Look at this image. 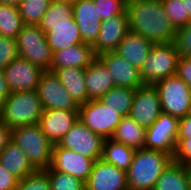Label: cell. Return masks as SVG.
I'll return each instance as SVG.
<instances>
[{
	"label": "cell",
	"instance_id": "21",
	"mask_svg": "<svg viewBox=\"0 0 191 190\" xmlns=\"http://www.w3.org/2000/svg\"><path fill=\"white\" fill-rule=\"evenodd\" d=\"M85 85L89 100H99L110 89L115 87L111 74L98 57L85 68Z\"/></svg>",
	"mask_w": 191,
	"mask_h": 190
},
{
	"label": "cell",
	"instance_id": "18",
	"mask_svg": "<svg viewBox=\"0 0 191 190\" xmlns=\"http://www.w3.org/2000/svg\"><path fill=\"white\" fill-rule=\"evenodd\" d=\"M78 120V111L48 109L43 110L38 124L43 134L54 145L60 142Z\"/></svg>",
	"mask_w": 191,
	"mask_h": 190
},
{
	"label": "cell",
	"instance_id": "43",
	"mask_svg": "<svg viewBox=\"0 0 191 190\" xmlns=\"http://www.w3.org/2000/svg\"><path fill=\"white\" fill-rule=\"evenodd\" d=\"M11 140V129L0 122V154Z\"/></svg>",
	"mask_w": 191,
	"mask_h": 190
},
{
	"label": "cell",
	"instance_id": "26",
	"mask_svg": "<svg viewBox=\"0 0 191 190\" xmlns=\"http://www.w3.org/2000/svg\"><path fill=\"white\" fill-rule=\"evenodd\" d=\"M146 129L138 125L129 115L122 116L121 122L116 127L114 141L131 147L135 150L144 148Z\"/></svg>",
	"mask_w": 191,
	"mask_h": 190
},
{
	"label": "cell",
	"instance_id": "22",
	"mask_svg": "<svg viewBox=\"0 0 191 190\" xmlns=\"http://www.w3.org/2000/svg\"><path fill=\"white\" fill-rule=\"evenodd\" d=\"M97 56L92 45L81 43L53 52L51 72L57 68H86Z\"/></svg>",
	"mask_w": 191,
	"mask_h": 190
},
{
	"label": "cell",
	"instance_id": "42",
	"mask_svg": "<svg viewBox=\"0 0 191 190\" xmlns=\"http://www.w3.org/2000/svg\"><path fill=\"white\" fill-rule=\"evenodd\" d=\"M191 138V115L188 114L179 119L177 140H189Z\"/></svg>",
	"mask_w": 191,
	"mask_h": 190
},
{
	"label": "cell",
	"instance_id": "4",
	"mask_svg": "<svg viewBox=\"0 0 191 190\" xmlns=\"http://www.w3.org/2000/svg\"><path fill=\"white\" fill-rule=\"evenodd\" d=\"M11 138L36 170L50 167L53 144L43 134L38 123L11 129Z\"/></svg>",
	"mask_w": 191,
	"mask_h": 190
},
{
	"label": "cell",
	"instance_id": "19",
	"mask_svg": "<svg viewBox=\"0 0 191 190\" xmlns=\"http://www.w3.org/2000/svg\"><path fill=\"white\" fill-rule=\"evenodd\" d=\"M73 17L76 21L83 43L93 45L101 27L97 6L93 0H77L73 4Z\"/></svg>",
	"mask_w": 191,
	"mask_h": 190
},
{
	"label": "cell",
	"instance_id": "35",
	"mask_svg": "<svg viewBox=\"0 0 191 190\" xmlns=\"http://www.w3.org/2000/svg\"><path fill=\"white\" fill-rule=\"evenodd\" d=\"M97 6L98 16L101 21L108 20L111 17L121 13H127L128 0H93Z\"/></svg>",
	"mask_w": 191,
	"mask_h": 190
},
{
	"label": "cell",
	"instance_id": "17",
	"mask_svg": "<svg viewBox=\"0 0 191 190\" xmlns=\"http://www.w3.org/2000/svg\"><path fill=\"white\" fill-rule=\"evenodd\" d=\"M130 32L127 13H121L101 22L100 32L92 45L94 54L115 51L118 44Z\"/></svg>",
	"mask_w": 191,
	"mask_h": 190
},
{
	"label": "cell",
	"instance_id": "13",
	"mask_svg": "<svg viewBox=\"0 0 191 190\" xmlns=\"http://www.w3.org/2000/svg\"><path fill=\"white\" fill-rule=\"evenodd\" d=\"M86 190H129L127 172L99 158L93 164Z\"/></svg>",
	"mask_w": 191,
	"mask_h": 190
},
{
	"label": "cell",
	"instance_id": "28",
	"mask_svg": "<svg viewBox=\"0 0 191 190\" xmlns=\"http://www.w3.org/2000/svg\"><path fill=\"white\" fill-rule=\"evenodd\" d=\"M135 151V149L114 141L112 138H106L103 142L101 159L127 171L131 166Z\"/></svg>",
	"mask_w": 191,
	"mask_h": 190
},
{
	"label": "cell",
	"instance_id": "14",
	"mask_svg": "<svg viewBox=\"0 0 191 190\" xmlns=\"http://www.w3.org/2000/svg\"><path fill=\"white\" fill-rule=\"evenodd\" d=\"M3 70L11 92L37 90L40 78L45 72L21 57H17Z\"/></svg>",
	"mask_w": 191,
	"mask_h": 190
},
{
	"label": "cell",
	"instance_id": "37",
	"mask_svg": "<svg viewBox=\"0 0 191 190\" xmlns=\"http://www.w3.org/2000/svg\"><path fill=\"white\" fill-rule=\"evenodd\" d=\"M174 43L179 57L191 58V21L179 29H176Z\"/></svg>",
	"mask_w": 191,
	"mask_h": 190
},
{
	"label": "cell",
	"instance_id": "15",
	"mask_svg": "<svg viewBox=\"0 0 191 190\" xmlns=\"http://www.w3.org/2000/svg\"><path fill=\"white\" fill-rule=\"evenodd\" d=\"M95 160L65 149L58 144L52 148L50 168L55 171L70 174L84 182L89 178Z\"/></svg>",
	"mask_w": 191,
	"mask_h": 190
},
{
	"label": "cell",
	"instance_id": "9",
	"mask_svg": "<svg viewBox=\"0 0 191 190\" xmlns=\"http://www.w3.org/2000/svg\"><path fill=\"white\" fill-rule=\"evenodd\" d=\"M179 128V118L162 112L146 129L144 148L165 152L173 157Z\"/></svg>",
	"mask_w": 191,
	"mask_h": 190
},
{
	"label": "cell",
	"instance_id": "2",
	"mask_svg": "<svg viewBox=\"0 0 191 190\" xmlns=\"http://www.w3.org/2000/svg\"><path fill=\"white\" fill-rule=\"evenodd\" d=\"M173 160L165 152L138 149L127 172L129 190H153L164 169Z\"/></svg>",
	"mask_w": 191,
	"mask_h": 190
},
{
	"label": "cell",
	"instance_id": "27",
	"mask_svg": "<svg viewBox=\"0 0 191 190\" xmlns=\"http://www.w3.org/2000/svg\"><path fill=\"white\" fill-rule=\"evenodd\" d=\"M153 190H191L186 166L172 160L155 183Z\"/></svg>",
	"mask_w": 191,
	"mask_h": 190
},
{
	"label": "cell",
	"instance_id": "8",
	"mask_svg": "<svg viewBox=\"0 0 191 190\" xmlns=\"http://www.w3.org/2000/svg\"><path fill=\"white\" fill-rule=\"evenodd\" d=\"M79 120L93 133L111 138L122 116L100 100H89L80 105Z\"/></svg>",
	"mask_w": 191,
	"mask_h": 190
},
{
	"label": "cell",
	"instance_id": "31",
	"mask_svg": "<svg viewBox=\"0 0 191 190\" xmlns=\"http://www.w3.org/2000/svg\"><path fill=\"white\" fill-rule=\"evenodd\" d=\"M53 0H20L18 11L24 25H39Z\"/></svg>",
	"mask_w": 191,
	"mask_h": 190
},
{
	"label": "cell",
	"instance_id": "34",
	"mask_svg": "<svg viewBox=\"0 0 191 190\" xmlns=\"http://www.w3.org/2000/svg\"><path fill=\"white\" fill-rule=\"evenodd\" d=\"M167 17L170 19L175 29L186 26L191 18L187 13L186 2L184 0H161Z\"/></svg>",
	"mask_w": 191,
	"mask_h": 190
},
{
	"label": "cell",
	"instance_id": "24",
	"mask_svg": "<svg viewBox=\"0 0 191 190\" xmlns=\"http://www.w3.org/2000/svg\"><path fill=\"white\" fill-rule=\"evenodd\" d=\"M0 164L18 180H22L36 171L24 151L12 141L0 154Z\"/></svg>",
	"mask_w": 191,
	"mask_h": 190
},
{
	"label": "cell",
	"instance_id": "38",
	"mask_svg": "<svg viewBox=\"0 0 191 190\" xmlns=\"http://www.w3.org/2000/svg\"><path fill=\"white\" fill-rule=\"evenodd\" d=\"M17 57L16 40L0 36V68H6Z\"/></svg>",
	"mask_w": 191,
	"mask_h": 190
},
{
	"label": "cell",
	"instance_id": "33",
	"mask_svg": "<svg viewBox=\"0 0 191 190\" xmlns=\"http://www.w3.org/2000/svg\"><path fill=\"white\" fill-rule=\"evenodd\" d=\"M48 174L51 190H85V182L70 174L52 170L50 167L44 169Z\"/></svg>",
	"mask_w": 191,
	"mask_h": 190
},
{
	"label": "cell",
	"instance_id": "10",
	"mask_svg": "<svg viewBox=\"0 0 191 190\" xmlns=\"http://www.w3.org/2000/svg\"><path fill=\"white\" fill-rule=\"evenodd\" d=\"M36 91L44 110L78 111L80 108L54 72L45 71L42 74Z\"/></svg>",
	"mask_w": 191,
	"mask_h": 190
},
{
	"label": "cell",
	"instance_id": "11",
	"mask_svg": "<svg viewBox=\"0 0 191 190\" xmlns=\"http://www.w3.org/2000/svg\"><path fill=\"white\" fill-rule=\"evenodd\" d=\"M103 142L104 138L101 135L93 133L78 120L58 145L96 161L102 156Z\"/></svg>",
	"mask_w": 191,
	"mask_h": 190
},
{
	"label": "cell",
	"instance_id": "7",
	"mask_svg": "<svg viewBox=\"0 0 191 190\" xmlns=\"http://www.w3.org/2000/svg\"><path fill=\"white\" fill-rule=\"evenodd\" d=\"M162 111L176 118L189 114L191 108V89L177 74L158 81L154 84Z\"/></svg>",
	"mask_w": 191,
	"mask_h": 190
},
{
	"label": "cell",
	"instance_id": "1",
	"mask_svg": "<svg viewBox=\"0 0 191 190\" xmlns=\"http://www.w3.org/2000/svg\"><path fill=\"white\" fill-rule=\"evenodd\" d=\"M129 30L153 44L174 42L176 29L165 13L161 0H128Z\"/></svg>",
	"mask_w": 191,
	"mask_h": 190
},
{
	"label": "cell",
	"instance_id": "12",
	"mask_svg": "<svg viewBox=\"0 0 191 190\" xmlns=\"http://www.w3.org/2000/svg\"><path fill=\"white\" fill-rule=\"evenodd\" d=\"M162 112L160 98L154 85L144 84L136 89L129 116L138 125L149 128Z\"/></svg>",
	"mask_w": 191,
	"mask_h": 190
},
{
	"label": "cell",
	"instance_id": "6",
	"mask_svg": "<svg viewBox=\"0 0 191 190\" xmlns=\"http://www.w3.org/2000/svg\"><path fill=\"white\" fill-rule=\"evenodd\" d=\"M16 45L18 57L28 60L43 71H51L53 53L39 25H24L17 35Z\"/></svg>",
	"mask_w": 191,
	"mask_h": 190
},
{
	"label": "cell",
	"instance_id": "30",
	"mask_svg": "<svg viewBox=\"0 0 191 190\" xmlns=\"http://www.w3.org/2000/svg\"><path fill=\"white\" fill-rule=\"evenodd\" d=\"M23 26L18 6L0 4V36L16 40Z\"/></svg>",
	"mask_w": 191,
	"mask_h": 190
},
{
	"label": "cell",
	"instance_id": "16",
	"mask_svg": "<svg viewBox=\"0 0 191 190\" xmlns=\"http://www.w3.org/2000/svg\"><path fill=\"white\" fill-rule=\"evenodd\" d=\"M97 57L106 66L116 87L138 89L144 85L140 70L115 51L101 53Z\"/></svg>",
	"mask_w": 191,
	"mask_h": 190
},
{
	"label": "cell",
	"instance_id": "46",
	"mask_svg": "<svg viewBox=\"0 0 191 190\" xmlns=\"http://www.w3.org/2000/svg\"><path fill=\"white\" fill-rule=\"evenodd\" d=\"M186 171L189 177L190 189H191V164L186 165Z\"/></svg>",
	"mask_w": 191,
	"mask_h": 190
},
{
	"label": "cell",
	"instance_id": "3",
	"mask_svg": "<svg viewBox=\"0 0 191 190\" xmlns=\"http://www.w3.org/2000/svg\"><path fill=\"white\" fill-rule=\"evenodd\" d=\"M43 110L36 90L11 92L0 106V122L10 129L37 124Z\"/></svg>",
	"mask_w": 191,
	"mask_h": 190
},
{
	"label": "cell",
	"instance_id": "5",
	"mask_svg": "<svg viewBox=\"0 0 191 190\" xmlns=\"http://www.w3.org/2000/svg\"><path fill=\"white\" fill-rule=\"evenodd\" d=\"M179 53L174 42L154 44L140 69V76L146 85L176 75Z\"/></svg>",
	"mask_w": 191,
	"mask_h": 190
},
{
	"label": "cell",
	"instance_id": "20",
	"mask_svg": "<svg viewBox=\"0 0 191 190\" xmlns=\"http://www.w3.org/2000/svg\"><path fill=\"white\" fill-rule=\"evenodd\" d=\"M39 26L45 33L47 44L52 53L83 43L74 17H72V23L39 24Z\"/></svg>",
	"mask_w": 191,
	"mask_h": 190
},
{
	"label": "cell",
	"instance_id": "29",
	"mask_svg": "<svg viewBox=\"0 0 191 190\" xmlns=\"http://www.w3.org/2000/svg\"><path fill=\"white\" fill-rule=\"evenodd\" d=\"M135 91L136 89L115 86L99 100L102 101L104 105L115 110L116 113H120L121 116H128L130 115Z\"/></svg>",
	"mask_w": 191,
	"mask_h": 190
},
{
	"label": "cell",
	"instance_id": "40",
	"mask_svg": "<svg viewBox=\"0 0 191 190\" xmlns=\"http://www.w3.org/2000/svg\"><path fill=\"white\" fill-rule=\"evenodd\" d=\"M176 74L183 79L191 89V58L179 57Z\"/></svg>",
	"mask_w": 191,
	"mask_h": 190
},
{
	"label": "cell",
	"instance_id": "44",
	"mask_svg": "<svg viewBox=\"0 0 191 190\" xmlns=\"http://www.w3.org/2000/svg\"><path fill=\"white\" fill-rule=\"evenodd\" d=\"M10 93L11 91L8 87L4 70L0 68V106L6 100Z\"/></svg>",
	"mask_w": 191,
	"mask_h": 190
},
{
	"label": "cell",
	"instance_id": "45",
	"mask_svg": "<svg viewBox=\"0 0 191 190\" xmlns=\"http://www.w3.org/2000/svg\"><path fill=\"white\" fill-rule=\"evenodd\" d=\"M20 0H0V4L18 6Z\"/></svg>",
	"mask_w": 191,
	"mask_h": 190
},
{
	"label": "cell",
	"instance_id": "39",
	"mask_svg": "<svg viewBox=\"0 0 191 190\" xmlns=\"http://www.w3.org/2000/svg\"><path fill=\"white\" fill-rule=\"evenodd\" d=\"M173 160L185 166L191 164V138L189 140L176 141Z\"/></svg>",
	"mask_w": 191,
	"mask_h": 190
},
{
	"label": "cell",
	"instance_id": "23",
	"mask_svg": "<svg viewBox=\"0 0 191 190\" xmlns=\"http://www.w3.org/2000/svg\"><path fill=\"white\" fill-rule=\"evenodd\" d=\"M153 45L149 39L130 31L118 44L115 52L140 70Z\"/></svg>",
	"mask_w": 191,
	"mask_h": 190
},
{
	"label": "cell",
	"instance_id": "48",
	"mask_svg": "<svg viewBox=\"0 0 191 190\" xmlns=\"http://www.w3.org/2000/svg\"><path fill=\"white\" fill-rule=\"evenodd\" d=\"M53 1H56V2H68V3H72L73 4L77 0H53Z\"/></svg>",
	"mask_w": 191,
	"mask_h": 190
},
{
	"label": "cell",
	"instance_id": "47",
	"mask_svg": "<svg viewBox=\"0 0 191 190\" xmlns=\"http://www.w3.org/2000/svg\"><path fill=\"white\" fill-rule=\"evenodd\" d=\"M186 2L187 7V13H189V16L191 18V0H184Z\"/></svg>",
	"mask_w": 191,
	"mask_h": 190
},
{
	"label": "cell",
	"instance_id": "25",
	"mask_svg": "<svg viewBox=\"0 0 191 190\" xmlns=\"http://www.w3.org/2000/svg\"><path fill=\"white\" fill-rule=\"evenodd\" d=\"M53 72L79 105L89 101L85 85V68L63 67L57 68Z\"/></svg>",
	"mask_w": 191,
	"mask_h": 190
},
{
	"label": "cell",
	"instance_id": "41",
	"mask_svg": "<svg viewBox=\"0 0 191 190\" xmlns=\"http://www.w3.org/2000/svg\"><path fill=\"white\" fill-rule=\"evenodd\" d=\"M18 181L0 164V190H17Z\"/></svg>",
	"mask_w": 191,
	"mask_h": 190
},
{
	"label": "cell",
	"instance_id": "32",
	"mask_svg": "<svg viewBox=\"0 0 191 190\" xmlns=\"http://www.w3.org/2000/svg\"><path fill=\"white\" fill-rule=\"evenodd\" d=\"M72 17V3L52 1L39 24L72 23Z\"/></svg>",
	"mask_w": 191,
	"mask_h": 190
},
{
	"label": "cell",
	"instance_id": "36",
	"mask_svg": "<svg viewBox=\"0 0 191 190\" xmlns=\"http://www.w3.org/2000/svg\"><path fill=\"white\" fill-rule=\"evenodd\" d=\"M17 190H51L48 174L44 170H36L18 181Z\"/></svg>",
	"mask_w": 191,
	"mask_h": 190
}]
</instances>
